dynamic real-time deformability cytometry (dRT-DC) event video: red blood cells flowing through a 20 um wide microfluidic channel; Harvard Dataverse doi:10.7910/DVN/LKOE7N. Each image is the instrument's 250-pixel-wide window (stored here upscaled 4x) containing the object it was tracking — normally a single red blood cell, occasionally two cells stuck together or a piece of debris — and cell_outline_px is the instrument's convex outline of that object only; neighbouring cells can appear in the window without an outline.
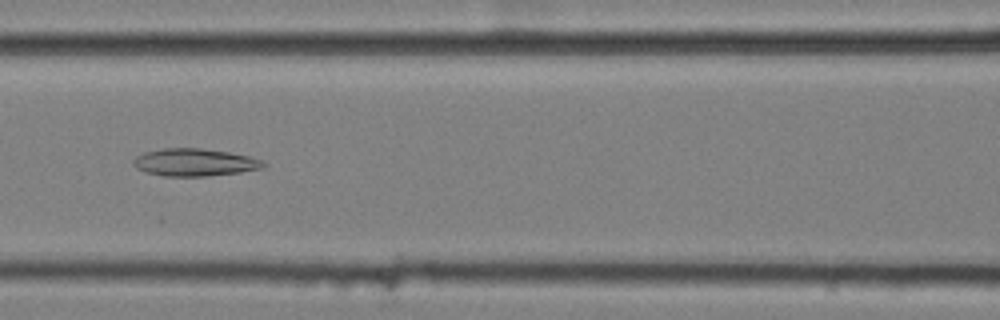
{"species": "common noctule bat (a hibernating species)", "species_latin": "Nyctalus noctula", "temperature_condition": "cold", "stored_images_in_passage": 10, "camera_frame_rate_fps": 3000, "um_per_image_px": 0.085, "animal": {"sex": "female", "body_mass_g": 25.1}, "frame": {"image": 1, "passage_image": 7, "time_ms": 2.0, "image_size_px": [1000, 320], "cell_outline_px": [[268, 164], [264, 168], [240, 172], [208, 176], [164, 176], [144, 172], [136, 168], [132, 164], [132, 160], [136, 156], [144, 152], [164, 148], [200, 148], [228, 152], [248, 156], [260, 160]], "centroid_in_image_um": [16.51, 13.8], "position_along_channel_um": 150.1, "area_um2": 20.92}}
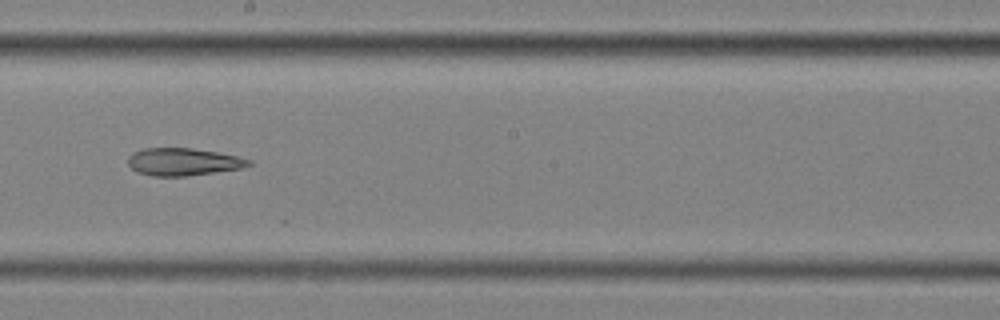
{"frame": {"image": 2, "passage_image": 9, "time_ms": 2.667, "image_size_px": [1000, 320], "cell_outline_px": [[252, 164], [240, 168], [188, 176], [152, 176], [136, 172], [128, 164], [128, 156], [132, 152], [144, 148], [192, 148], [216, 152], [236, 156], [252, 160]], "centroid_in_image_um": [15.53, 13.75], "position_along_channel_um": 232.7, "area_um2": 19.31}}
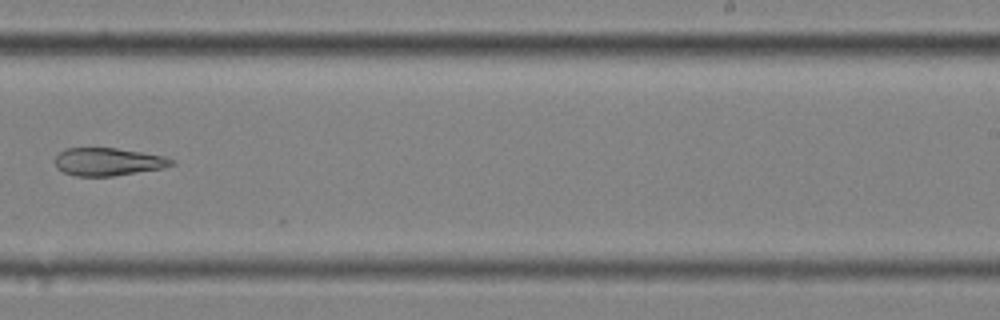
{"frame": {"image": 3, "passage_image": 10, "time_ms": 3.0, "image_size_px": [1000, 320], "cell_outline_px": [[176, 164], [164, 168], [112, 176], [76, 176], [64, 172], [56, 168], [56, 156], [64, 148], [116, 148], [164, 156], [176, 160]], "centroid_in_image_um": [9.21, 13.75], "position_along_channel_um": 279.8, "area_um2": 18.9}}